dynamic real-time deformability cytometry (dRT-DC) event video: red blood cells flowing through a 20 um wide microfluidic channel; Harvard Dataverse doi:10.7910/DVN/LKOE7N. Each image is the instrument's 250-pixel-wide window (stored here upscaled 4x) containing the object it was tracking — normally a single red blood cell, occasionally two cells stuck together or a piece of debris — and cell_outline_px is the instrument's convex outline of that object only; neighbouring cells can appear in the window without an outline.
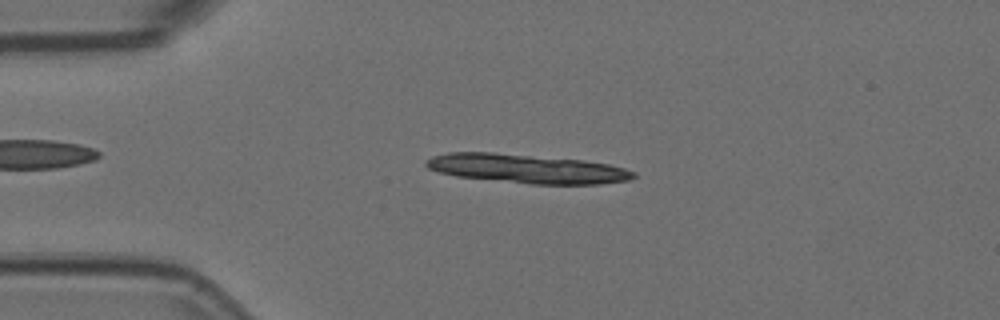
{"species": "Egyptian fruit bat (a non-hibernating species)", "species_latin": "Rousettus aegyptiacus", "temperature_condition": "room temperature", "stored_images_in_passage": 53, "segment_of_instrument_passage": [1, 2], "camera_frame_rate_fps": 3000, "um_per_image_px": 0.085, "animal": {"sex": "female"}, "frame": {"image": 1, "passage_image": 11, "time_ms": 3.333, "image_size_px": [1000, 320], "cell_outline_px": [[636, 176], [628, 180], [600, 184], [528, 184], [456, 176], [440, 172], [428, 168], [424, 164], [424, 160], [432, 156], [448, 152], [492, 152], [584, 160], [608, 164], [624, 168], [636, 172]], "centroid_in_image_um": [44.76, 14.33], "position_along_channel_um": 40.2, "area_um2": 35.14}}